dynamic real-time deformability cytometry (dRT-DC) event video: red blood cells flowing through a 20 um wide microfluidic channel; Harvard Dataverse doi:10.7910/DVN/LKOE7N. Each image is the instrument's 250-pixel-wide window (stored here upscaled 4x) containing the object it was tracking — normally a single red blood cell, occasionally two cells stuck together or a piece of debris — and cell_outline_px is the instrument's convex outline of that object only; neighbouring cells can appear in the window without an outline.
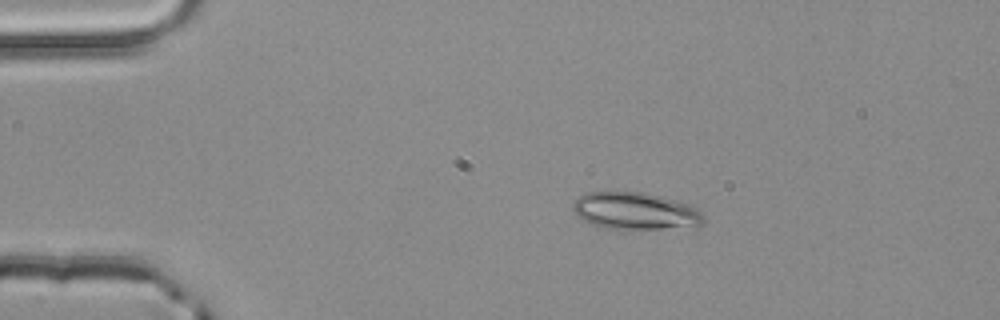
{"species": "common noctule bat (a hibernating species)", "species_latin": "Nyctalus noctula", "temperature_condition": "room temperature", "stored_images_in_passage": 2, "camera_frame_rate_fps": 3000, "um_per_image_px": 0.085, "animal": {"sex": "male", "body_mass_g": 20.4}, "frame": {"image": 1, "passage_image": 1, "time_ms": 0.0, "image_size_px": [1000, 320], "cell_outline_px": [[704, 224], [696, 228], [604, 228], [592, 224], [584, 220], [572, 208], [572, 204], [584, 192], [648, 192], [692, 204], [704, 212]], "centroid_in_image_um": [54.13, 17.92], "position_along_channel_um": 30.9, "area_um2": 28.67}}